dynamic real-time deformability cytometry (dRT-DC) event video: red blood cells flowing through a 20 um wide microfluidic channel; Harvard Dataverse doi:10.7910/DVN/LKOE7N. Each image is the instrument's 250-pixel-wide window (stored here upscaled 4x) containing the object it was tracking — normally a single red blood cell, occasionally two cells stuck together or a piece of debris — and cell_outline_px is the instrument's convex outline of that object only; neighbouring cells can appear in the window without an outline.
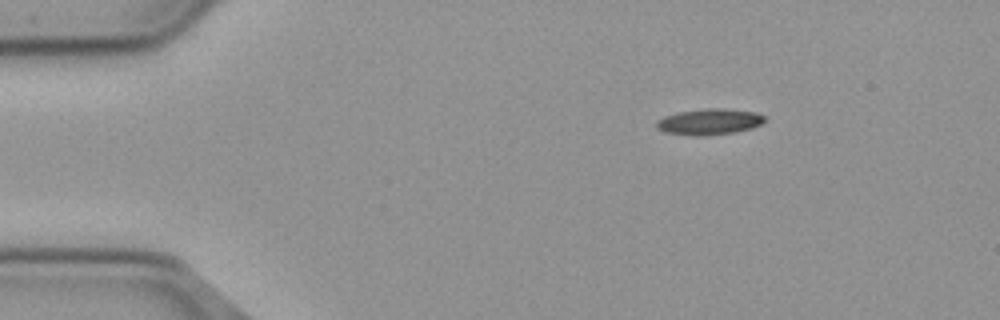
{"species": "common noctule bat (a hibernating species)", "species_latin": "Nyctalus noctula", "temperature_condition": "cold", "stored_images_in_passage": 48, "camera_frame_rate_fps": 3000, "um_per_image_px": 0.085, "animal": {"sex": "male", "body_mass_g": 23.1, "forearm_length_mm": 52.7}, "frame": {"image": 1, "passage_image": 1, "time_ms": 0.0, "image_size_px": [1000, 320], "cell_outline_px": [[768, 120], [752, 128], [736, 132], [664, 132], [656, 128], [656, 120], [664, 116], [680, 112], [712, 108], [720, 108], [756, 112], [768, 116]], "centroid_in_image_um": [60.4, 10.28], "position_along_channel_um": 24.6, "area_um2": 15.37}}
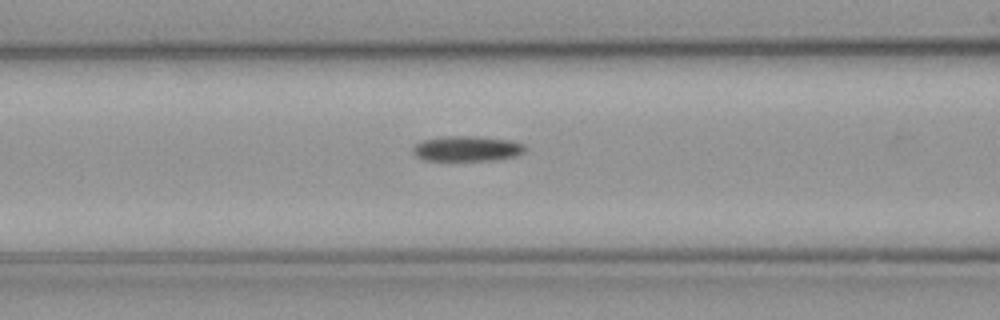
{"frame": {"image": 2, "passage_image": 15, "time_ms": 4.667, "image_size_px": [1000, 320], "cell_outline_px": [[528, 148], [524, 152], [516, 156], [492, 160], [424, 160], [416, 156], [412, 152], [412, 148], [416, 144], [424, 140], [444, 136], [476, 136], [512, 140], [524, 144]], "centroid_in_image_um": [39.73, 12.63], "position_along_channel_um": 126.9, "area_um2": 16.59}}
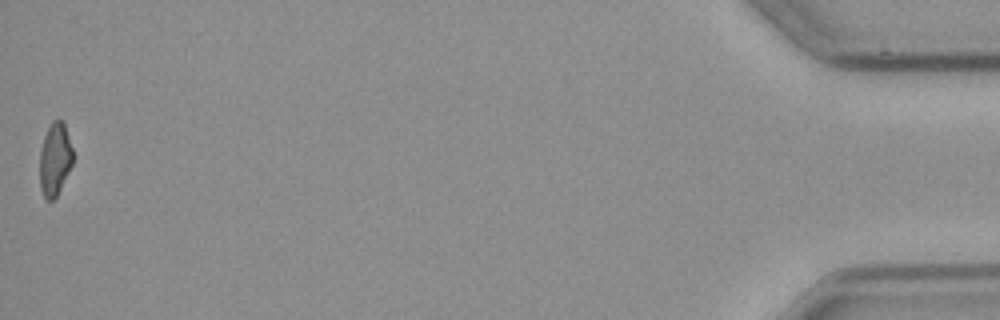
{"frame": {"image": 3, "passage_image": 48, "time_ms": 15.667, "image_size_px": [1000, 320], "cell_outline_px": [[72, 164], [56, 196], [52, 200], [44, 200], [40, 188], [40, 148], [44, 136], [52, 120], [60, 116], [64, 120], [72, 148]], "centroid_in_image_um": [4.65, 13.47], "position_along_channel_um": 430.5, "area_um2": 14.22}}